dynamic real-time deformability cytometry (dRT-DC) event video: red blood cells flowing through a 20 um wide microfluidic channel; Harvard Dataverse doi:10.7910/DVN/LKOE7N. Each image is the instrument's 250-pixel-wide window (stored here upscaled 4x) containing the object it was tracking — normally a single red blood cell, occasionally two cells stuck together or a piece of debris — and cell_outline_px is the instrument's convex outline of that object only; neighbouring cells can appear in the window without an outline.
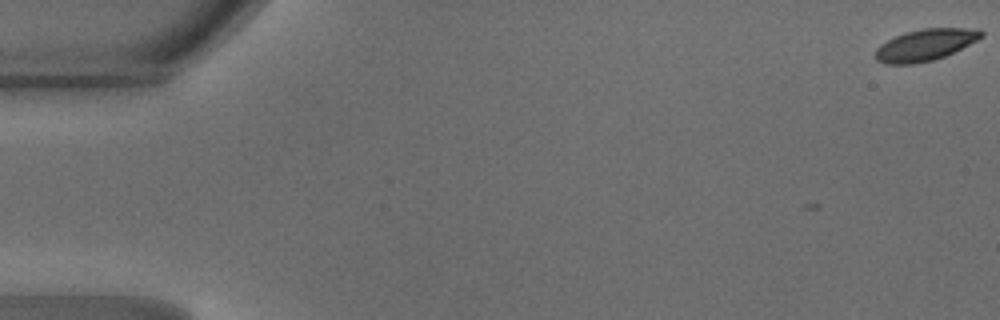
{"species": "common noctule bat (a hibernating species)", "species_latin": "Nyctalus noctula", "temperature_condition": "warm", "stored_images_in_passage": 5, "camera_frame_rate_fps": 3000, "um_per_image_px": 0.085, "animal": {"sex": "male", "body_mass_g": 18.8}, "frame": {"image": 1, "passage_image": 1, "time_ms": 0.0, "image_size_px": [1000, 320], "cell_outline_px": [[984, 36], [944, 56], [932, 60], [912, 64], [884, 64], [876, 60], [876, 48], [880, 44], [904, 32], [924, 28], [980, 28], [984, 32]], "centroid_in_image_um": [78.64, 3.8], "position_along_channel_um": 6.4, "area_um2": 19.36}}